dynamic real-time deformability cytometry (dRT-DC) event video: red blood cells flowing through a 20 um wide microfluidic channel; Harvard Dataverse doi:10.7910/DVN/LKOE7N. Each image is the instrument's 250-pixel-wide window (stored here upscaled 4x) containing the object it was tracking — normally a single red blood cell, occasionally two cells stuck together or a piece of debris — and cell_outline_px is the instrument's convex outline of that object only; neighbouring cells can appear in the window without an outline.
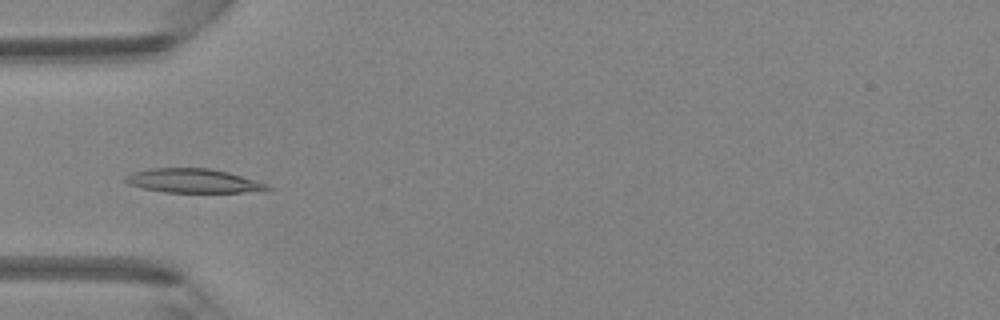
{"species": "Egyptian fruit bat (a non-hibernating species)", "species_latin": "Rousettus aegyptiacus", "temperature_condition": "room temperature", "stored_images_in_passage": 43, "camera_frame_rate_fps": 3000, "um_per_image_px": 0.085, "animal": {"sex": "female"}, "frame": {"image": 1, "passage_image": 12, "time_ms": 3.667, "image_size_px": [1000, 320], "cell_outline_px": [[272, 188], [264, 192], [164, 192], [144, 188], [128, 184], [124, 180], [124, 176], [132, 172], [148, 168], [208, 168], [228, 172], [264, 184]], "centroid_in_image_um": [16.38, 15.37], "position_along_channel_um": 68.6, "area_um2": 19.77}}
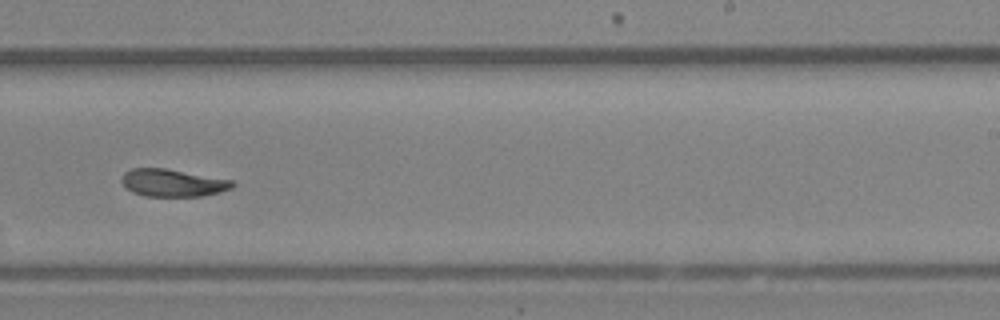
{"frame": {"image": 2, "passage_image": 26, "time_ms": 8.333, "image_size_px": [1000, 320], "cell_outline_px": [[236, 184], [232, 188], [220, 192], [200, 196], [144, 196], [132, 192], [120, 180], [120, 176], [124, 172], [132, 168], [164, 168], [232, 180]], "centroid_in_image_um": [14.66, 15.54], "position_along_channel_um": 274.3, "area_um2": 17.69}}
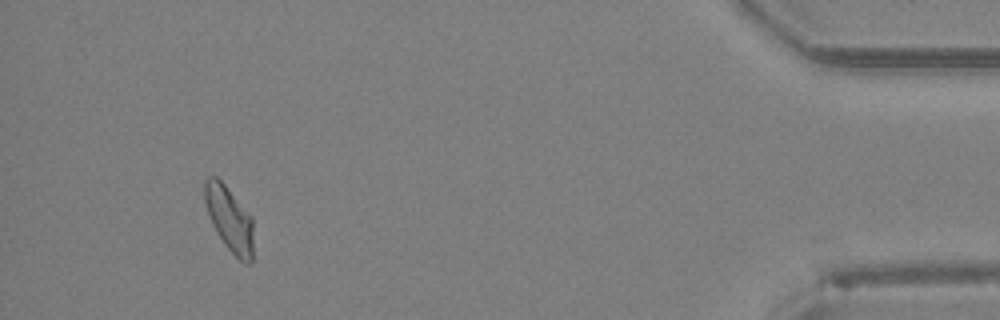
{"frame": {"image": 3, "passage_image": 40, "time_ms": 13.0, "image_size_px": [1000, 320], "cell_outline_px": [[252, 260], [248, 264], [244, 264], [224, 244], [216, 232], [212, 224], [204, 200], [204, 180], [208, 176], [216, 176], [224, 184], [252, 216]], "centroid_in_image_um": [19.48, 18.59], "position_along_channel_um": 415.7, "area_um2": 18.32}}